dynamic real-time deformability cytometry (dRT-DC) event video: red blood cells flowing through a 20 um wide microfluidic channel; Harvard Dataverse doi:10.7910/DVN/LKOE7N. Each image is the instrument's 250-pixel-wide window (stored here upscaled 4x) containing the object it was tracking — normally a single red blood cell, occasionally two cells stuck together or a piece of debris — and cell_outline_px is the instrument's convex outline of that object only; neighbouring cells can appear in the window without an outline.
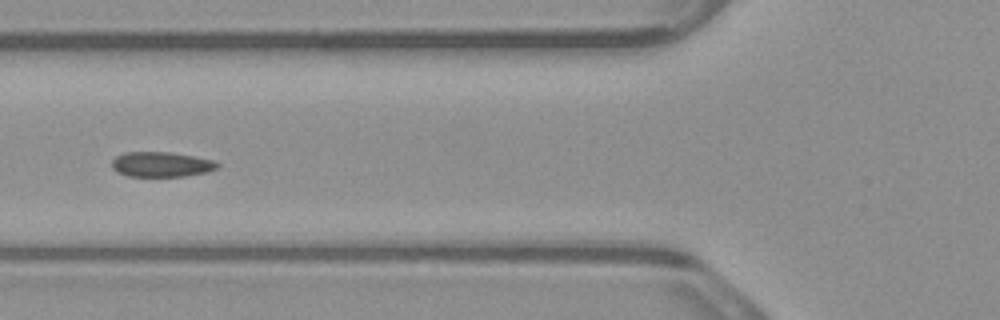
{"species": "common noctule bat (a hibernating species)", "species_latin": "Nyctalus noctula", "temperature_condition": "warm", "stored_images_in_passage": 6, "camera_frame_rate_fps": 3000, "um_per_image_px": 0.085, "animal": {"sex": "male", "body_mass_g": 23.1, "forearm_length_mm": 52.7}, "frame": {"image": 1, "passage_image": 6, "time_ms": 1.667, "image_size_px": [1000, 320], "cell_outline_px": [[220, 164], [216, 168], [208, 172], [184, 176], [128, 176], [116, 172], [112, 168], [112, 160], [116, 156], [124, 152], [172, 152], [212, 160]], "centroid_in_image_um": [13.68, 13.97], "position_along_channel_um": 112.1, "area_um2": 15.37}}